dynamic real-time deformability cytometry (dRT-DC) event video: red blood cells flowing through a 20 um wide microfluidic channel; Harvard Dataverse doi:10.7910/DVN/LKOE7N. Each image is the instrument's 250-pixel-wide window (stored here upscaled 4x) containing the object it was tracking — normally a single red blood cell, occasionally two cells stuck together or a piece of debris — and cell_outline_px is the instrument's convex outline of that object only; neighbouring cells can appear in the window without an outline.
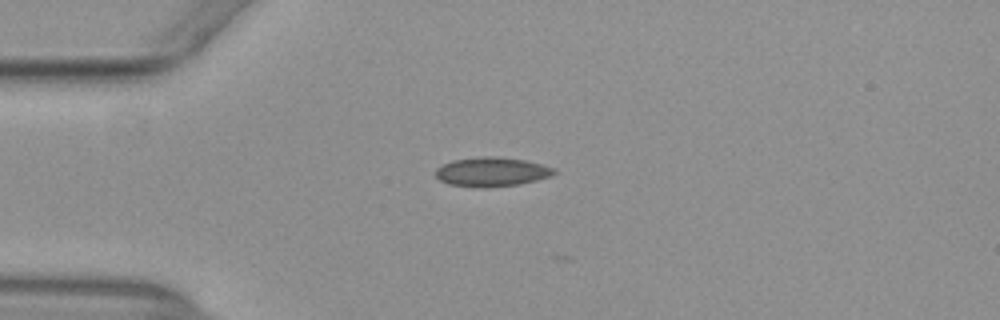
{"species": "common noctule bat (a hibernating species)", "species_latin": "Nyctalus noctula", "temperature_condition": "warm", "stored_images_in_passage": 4, "camera_frame_rate_fps": 3000, "um_per_image_px": 0.085, "animal": {"sex": "female", "body_mass_g": 29.2, "forearm_length_mm": 56.3}, "frame": {"image": 1, "passage_image": 2, "time_ms": 0.333, "image_size_px": [1000, 320], "cell_outline_px": [[556, 172], [552, 176], [520, 184], [476, 188], [448, 184], [440, 180], [436, 176], [436, 168], [452, 160], [484, 156], [496, 156], [524, 160], [544, 164], [556, 168]], "centroid_in_image_um": [41.82, 14.6], "position_along_channel_um": 43.2, "area_um2": 20.29}}